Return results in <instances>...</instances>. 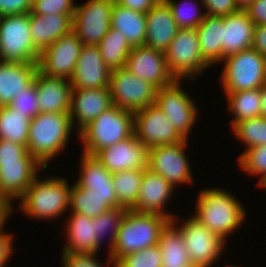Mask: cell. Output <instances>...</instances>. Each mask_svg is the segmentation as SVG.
Segmentation results:
<instances>
[{
    "label": "cell",
    "instance_id": "obj_1",
    "mask_svg": "<svg viewBox=\"0 0 266 267\" xmlns=\"http://www.w3.org/2000/svg\"><path fill=\"white\" fill-rule=\"evenodd\" d=\"M234 196L219 188L200 190L193 215L224 241L236 228H240L246 216L245 208Z\"/></svg>",
    "mask_w": 266,
    "mask_h": 267
},
{
    "label": "cell",
    "instance_id": "obj_2",
    "mask_svg": "<svg viewBox=\"0 0 266 267\" xmlns=\"http://www.w3.org/2000/svg\"><path fill=\"white\" fill-rule=\"evenodd\" d=\"M73 125L69 112L38 113L30 120L27 150L43 166L65 148Z\"/></svg>",
    "mask_w": 266,
    "mask_h": 267
},
{
    "label": "cell",
    "instance_id": "obj_3",
    "mask_svg": "<svg viewBox=\"0 0 266 267\" xmlns=\"http://www.w3.org/2000/svg\"><path fill=\"white\" fill-rule=\"evenodd\" d=\"M170 220L158 215L127 210L117 232V239L109 252L108 264L127 254L157 245L162 229Z\"/></svg>",
    "mask_w": 266,
    "mask_h": 267
},
{
    "label": "cell",
    "instance_id": "obj_4",
    "mask_svg": "<svg viewBox=\"0 0 266 267\" xmlns=\"http://www.w3.org/2000/svg\"><path fill=\"white\" fill-rule=\"evenodd\" d=\"M134 134V112L112 105L100 113L78 135L83 153L95 156L100 150L130 138Z\"/></svg>",
    "mask_w": 266,
    "mask_h": 267
},
{
    "label": "cell",
    "instance_id": "obj_5",
    "mask_svg": "<svg viewBox=\"0 0 266 267\" xmlns=\"http://www.w3.org/2000/svg\"><path fill=\"white\" fill-rule=\"evenodd\" d=\"M37 176L26 193L19 199L20 209L33 218L54 219L69 209L71 186L62 177Z\"/></svg>",
    "mask_w": 266,
    "mask_h": 267
},
{
    "label": "cell",
    "instance_id": "obj_6",
    "mask_svg": "<svg viewBox=\"0 0 266 267\" xmlns=\"http://www.w3.org/2000/svg\"><path fill=\"white\" fill-rule=\"evenodd\" d=\"M221 83L225 93L261 88L266 83V58L253 48L225 57Z\"/></svg>",
    "mask_w": 266,
    "mask_h": 267
},
{
    "label": "cell",
    "instance_id": "obj_7",
    "mask_svg": "<svg viewBox=\"0 0 266 267\" xmlns=\"http://www.w3.org/2000/svg\"><path fill=\"white\" fill-rule=\"evenodd\" d=\"M30 33L29 13L0 17V61L38 62Z\"/></svg>",
    "mask_w": 266,
    "mask_h": 267
},
{
    "label": "cell",
    "instance_id": "obj_8",
    "mask_svg": "<svg viewBox=\"0 0 266 267\" xmlns=\"http://www.w3.org/2000/svg\"><path fill=\"white\" fill-rule=\"evenodd\" d=\"M165 57L170 73L177 80L188 77L194 80L210 66L202 56L196 28H178Z\"/></svg>",
    "mask_w": 266,
    "mask_h": 267
},
{
    "label": "cell",
    "instance_id": "obj_9",
    "mask_svg": "<svg viewBox=\"0 0 266 267\" xmlns=\"http://www.w3.org/2000/svg\"><path fill=\"white\" fill-rule=\"evenodd\" d=\"M109 90L112 104L121 109L136 112L155 104L157 89L126 67L111 71Z\"/></svg>",
    "mask_w": 266,
    "mask_h": 267
},
{
    "label": "cell",
    "instance_id": "obj_10",
    "mask_svg": "<svg viewBox=\"0 0 266 267\" xmlns=\"http://www.w3.org/2000/svg\"><path fill=\"white\" fill-rule=\"evenodd\" d=\"M115 0H88L76 5L72 17V31L84 45H98L111 27Z\"/></svg>",
    "mask_w": 266,
    "mask_h": 267
},
{
    "label": "cell",
    "instance_id": "obj_11",
    "mask_svg": "<svg viewBox=\"0 0 266 267\" xmlns=\"http://www.w3.org/2000/svg\"><path fill=\"white\" fill-rule=\"evenodd\" d=\"M183 80H175L172 84L156 91L155 104L163 111L173 128L183 139L188 134L197 119V108L190 95L180 87Z\"/></svg>",
    "mask_w": 266,
    "mask_h": 267
},
{
    "label": "cell",
    "instance_id": "obj_12",
    "mask_svg": "<svg viewBox=\"0 0 266 267\" xmlns=\"http://www.w3.org/2000/svg\"><path fill=\"white\" fill-rule=\"evenodd\" d=\"M180 228L193 267H210L225 248V241L195 217H189Z\"/></svg>",
    "mask_w": 266,
    "mask_h": 267
},
{
    "label": "cell",
    "instance_id": "obj_13",
    "mask_svg": "<svg viewBox=\"0 0 266 267\" xmlns=\"http://www.w3.org/2000/svg\"><path fill=\"white\" fill-rule=\"evenodd\" d=\"M187 140L151 147L148 151V168L161 175L174 188L176 184L192 182L193 177L184 150L188 147Z\"/></svg>",
    "mask_w": 266,
    "mask_h": 267
},
{
    "label": "cell",
    "instance_id": "obj_14",
    "mask_svg": "<svg viewBox=\"0 0 266 267\" xmlns=\"http://www.w3.org/2000/svg\"><path fill=\"white\" fill-rule=\"evenodd\" d=\"M82 45L81 40L73 31L61 36L40 53L38 70L50 77L70 80L75 71Z\"/></svg>",
    "mask_w": 266,
    "mask_h": 267
},
{
    "label": "cell",
    "instance_id": "obj_15",
    "mask_svg": "<svg viewBox=\"0 0 266 267\" xmlns=\"http://www.w3.org/2000/svg\"><path fill=\"white\" fill-rule=\"evenodd\" d=\"M134 135L148 149L184 140L156 104L134 112Z\"/></svg>",
    "mask_w": 266,
    "mask_h": 267
},
{
    "label": "cell",
    "instance_id": "obj_16",
    "mask_svg": "<svg viewBox=\"0 0 266 267\" xmlns=\"http://www.w3.org/2000/svg\"><path fill=\"white\" fill-rule=\"evenodd\" d=\"M39 168L43 166L28 153L20 162L2 163L0 165V201L10 210L12 200L19 199L26 193Z\"/></svg>",
    "mask_w": 266,
    "mask_h": 267
},
{
    "label": "cell",
    "instance_id": "obj_17",
    "mask_svg": "<svg viewBox=\"0 0 266 267\" xmlns=\"http://www.w3.org/2000/svg\"><path fill=\"white\" fill-rule=\"evenodd\" d=\"M125 67L138 78L153 85L157 90L176 80L168 68L165 52L150 48L147 45L132 47Z\"/></svg>",
    "mask_w": 266,
    "mask_h": 267
},
{
    "label": "cell",
    "instance_id": "obj_18",
    "mask_svg": "<svg viewBox=\"0 0 266 267\" xmlns=\"http://www.w3.org/2000/svg\"><path fill=\"white\" fill-rule=\"evenodd\" d=\"M148 151L133 134L130 138L100 150L95 157L112 174L148 168Z\"/></svg>",
    "mask_w": 266,
    "mask_h": 267
},
{
    "label": "cell",
    "instance_id": "obj_19",
    "mask_svg": "<svg viewBox=\"0 0 266 267\" xmlns=\"http://www.w3.org/2000/svg\"><path fill=\"white\" fill-rule=\"evenodd\" d=\"M111 70L102 59L97 45H82L75 71L70 79L72 88L109 87Z\"/></svg>",
    "mask_w": 266,
    "mask_h": 267
},
{
    "label": "cell",
    "instance_id": "obj_20",
    "mask_svg": "<svg viewBox=\"0 0 266 267\" xmlns=\"http://www.w3.org/2000/svg\"><path fill=\"white\" fill-rule=\"evenodd\" d=\"M109 87L72 88L69 115L74 126L77 121L78 133L91 123L100 113L111 107ZM76 120V121H75Z\"/></svg>",
    "mask_w": 266,
    "mask_h": 267
},
{
    "label": "cell",
    "instance_id": "obj_21",
    "mask_svg": "<svg viewBox=\"0 0 266 267\" xmlns=\"http://www.w3.org/2000/svg\"><path fill=\"white\" fill-rule=\"evenodd\" d=\"M174 187L166 181L161 175L144 169L143 178L139 190V196L136 202V208L133 211L138 213L158 214L170 221L176 216L165 213L164 206L172 197ZM164 211V212H163Z\"/></svg>",
    "mask_w": 266,
    "mask_h": 267
},
{
    "label": "cell",
    "instance_id": "obj_22",
    "mask_svg": "<svg viewBox=\"0 0 266 267\" xmlns=\"http://www.w3.org/2000/svg\"><path fill=\"white\" fill-rule=\"evenodd\" d=\"M80 162V177L75 184L88 189L97 197H109V206L118 208L119 203L114 190L112 173L95 157L82 153Z\"/></svg>",
    "mask_w": 266,
    "mask_h": 267
},
{
    "label": "cell",
    "instance_id": "obj_23",
    "mask_svg": "<svg viewBox=\"0 0 266 267\" xmlns=\"http://www.w3.org/2000/svg\"><path fill=\"white\" fill-rule=\"evenodd\" d=\"M178 26L166 0H159L146 13L145 45L165 52L176 36Z\"/></svg>",
    "mask_w": 266,
    "mask_h": 267
},
{
    "label": "cell",
    "instance_id": "obj_24",
    "mask_svg": "<svg viewBox=\"0 0 266 267\" xmlns=\"http://www.w3.org/2000/svg\"><path fill=\"white\" fill-rule=\"evenodd\" d=\"M36 89L40 113L70 111L72 91L70 80L60 77H50L37 70Z\"/></svg>",
    "mask_w": 266,
    "mask_h": 267
},
{
    "label": "cell",
    "instance_id": "obj_25",
    "mask_svg": "<svg viewBox=\"0 0 266 267\" xmlns=\"http://www.w3.org/2000/svg\"><path fill=\"white\" fill-rule=\"evenodd\" d=\"M255 23L244 9L222 17V60L252 46Z\"/></svg>",
    "mask_w": 266,
    "mask_h": 267
},
{
    "label": "cell",
    "instance_id": "obj_26",
    "mask_svg": "<svg viewBox=\"0 0 266 267\" xmlns=\"http://www.w3.org/2000/svg\"><path fill=\"white\" fill-rule=\"evenodd\" d=\"M73 14L38 15L29 13L30 33L35 49L41 53L61 36L72 31Z\"/></svg>",
    "mask_w": 266,
    "mask_h": 267
},
{
    "label": "cell",
    "instance_id": "obj_27",
    "mask_svg": "<svg viewBox=\"0 0 266 267\" xmlns=\"http://www.w3.org/2000/svg\"><path fill=\"white\" fill-rule=\"evenodd\" d=\"M38 70V62L0 61V107L8 106L14 94L30 85Z\"/></svg>",
    "mask_w": 266,
    "mask_h": 267
},
{
    "label": "cell",
    "instance_id": "obj_28",
    "mask_svg": "<svg viewBox=\"0 0 266 267\" xmlns=\"http://www.w3.org/2000/svg\"><path fill=\"white\" fill-rule=\"evenodd\" d=\"M66 224L67 240L63 252H98L96 248L95 217L71 211Z\"/></svg>",
    "mask_w": 266,
    "mask_h": 267
},
{
    "label": "cell",
    "instance_id": "obj_29",
    "mask_svg": "<svg viewBox=\"0 0 266 267\" xmlns=\"http://www.w3.org/2000/svg\"><path fill=\"white\" fill-rule=\"evenodd\" d=\"M158 245L162 255V267H193L183 234L175 219L162 229Z\"/></svg>",
    "mask_w": 266,
    "mask_h": 267
},
{
    "label": "cell",
    "instance_id": "obj_30",
    "mask_svg": "<svg viewBox=\"0 0 266 267\" xmlns=\"http://www.w3.org/2000/svg\"><path fill=\"white\" fill-rule=\"evenodd\" d=\"M111 27L120 30L131 47L145 45L146 14L113 4Z\"/></svg>",
    "mask_w": 266,
    "mask_h": 267
},
{
    "label": "cell",
    "instance_id": "obj_31",
    "mask_svg": "<svg viewBox=\"0 0 266 267\" xmlns=\"http://www.w3.org/2000/svg\"><path fill=\"white\" fill-rule=\"evenodd\" d=\"M203 58L212 66L222 61V17L206 15L196 28Z\"/></svg>",
    "mask_w": 266,
    "mask_h": 267
},
{
    "label": "cell",
    "instance_id": "obj_32",
    "mask_svg": "<svg viewBox=\"0 0 266 267\" xmlns=\"http://www.w3.org/2000/svg\"><path fill=\"white\" fill-rule=\"evenodd\" d=\"M97 46L103 61L111 71L125 67L132 49L122 32L112 27Z\"/></svg>",
    "mask_w": 266,
    "mask_h": 267
},
{
    "label": "cell",
    "instance_id": "obj_33",
    "mask_svg": "<svg viewBox=\"0 0 266 267\" xmlns=\"http://www.w3.org/2000/svg\"><path fill=\"white\" fill-rule=\"evenodd\" d=\"M229 110L234 115L231 127L243 120L262 116L261 88L226 93Z\"/></svg>",
    "mask_w": 266,
    "mask_h": 267
},
{
    "label": "cell",
    "instance_id": "obj_34",
    "mask_svg": "<svg viewBox=\"0 0 266 267\" xmlns=\"http://www.w3.org/2000/svg\"><path fill=\"white\" fill-rule=\"evenodd\" d=\"M30 120L18 109L0 107V139L27 145Z\"/></svg>",
    "mask_w": 266,
    "mask_h": 267
},
{
    "label": "cell",
    "instance_id": "obj_35",
    "mask_svg": "<svg viewBox=\"0 0 266 267\" xmlns=\"http://www.w3.org/2000/svg\"><path fill=\"white\" fill-rule=\"evenodd\" d=\"M144 170H127L112 175L114 190L119 207L134 210L139 196V190Z\"/></svg>",
    "mask_w": 266,
    "mask_h": 267
},
{
    "label": "cell",
    "instance_id": "obj_36",
    "mask_svg": "<svg viewBox=\"0 0 266 267\" xmlns=\"http://www.w3.org/2000/svg\"><path fill=\"white\" fill-rule=\"evenodd\" d=\"M69 209L88 217L94 218L111 209L109 197H97L88 193V189L71 185Z\"/></svg>",
    "mask_w": 266,
    "mask_h": 267
},
{
    "label": "cell",
    "instance_id": "obj_37",
    "mask_svg": "<svg viewBox=\"0 0 266 267\" xmlns=\"http://www.w3.org/2000/svg\"><path fill=\"white\" fill-rule=\"evenodd\" d=\"M236 137L244 143L247 150L266 145V117H255L238 122L232 126Z\"/></svg>",
    "mask_w": 266,
    "mask_h": 267
},
{
    "label": "cell",
    "instance_id": "obj_38",
    "mask_svg": "<svg viewBox=\"0 0 266 267\" xmlns=\"http://www.w3.org/2000/svg\"><path fill=\"white\" fill-rule=\"evenodd\" d=\"M126 209L122 207L111 208L99 216L95 217V236H96V248L99 249L101 241L106 233H111L110 244L108 245L109 252L112 250L117 239V232L121 225V222L126 214Z\"/></svg>",
    "mask_w": 266,
    "mask_h": 267
},
{
    "label": "cell",
    "instance_id": "obj_39",
    "mask_svg": "<svg viewBox=\"0 0 266 267\" xmlns=\"http://www.w3.org/2000/svg\"><path fill=\"white\" fill-rule=\"evenodd\" d=\"M239 158V166L245 172L254 175H260L258 185L266 186V145L248 148L241 153Z\"/></svg>",
    "mask_w": 266,
    "mask_h": 267
},
{
    "label": "cell",
    "instance_id": "obj_40",
    "mask_svg": "<svg viewBox=\"0 0 266 267\" xmlns=\"http://www.w3.org/2000/svg\"><path fill=\"white\" fill-rule=\"evenodd\" d=\"M166 1L169 4L173 18L176 21L178 28H197L206 16L205 12L201 14L199 13V6L195 5L197 3L192 2V0L191 3L190 0H183L181 1L182 3H180L179 1L177 3L173 0ZM192 5H195L194 8ZM188 7L190 9H188Z\"/></svg>",
    "mask_w": 266,
    "mask_h": 267
},
{
    "label": "cell",
    "instance_id": "obj_41",
    "mask_svg": "<svg viewBox=\"0 0 266 267\" xmlns=\"http://www.w3.org/2000/svg\"><path fill=\"white\" fill-rule=\"evenodd\" d=\"M116 267H162V255L159 245L132 252L120 258Z\"/></svg>",
    "mask_w": 266,
    "mask_h": 267
},
{
    "label": "cell",
    "instance_id": "obj_42",
    "mask_svg": "<svg viewBox=\"0 0 266 267\" xmlns=\"http://www.w3.org/2000/svg\"><path fill=\"white\" fill-rule=\"evenodd\" d=\"M11 108L18 109V112L22 113L29 119H33L39 111L36 89V75L34 81L28 85L19 94H14L12 101L8 105Z\"/></svg>",
    "mask_w": 266,
    "mask_h": 267
},
{
    "label": "cell",
    "instance_id": "obj_43",
    "mask_svg": "<svg viewBox=\"0 0 266 267\" xmlns=\"http://www.w3.org/2000/svg\"><path fill=\"white\" fill-rule=\"evenodd\" d=\"M74 0H33L31 12L38 15L74 14Z\"/></svg>",
    "mask_w": 266,
    "mask_h": 267
},
{
    "label": "cell",
    "instance_id": "obj_44",
    "mask_svg": "<svg viewBox=\"0 0 266 267\" xmlns=\"http://www.w3.org/2000/svg\"><path fill=\"white\" fill-rule=\"evenodd\" d=\"M28 153L27 145L0 139V165L2 163L20 162Z\"/></svg>",
    "mask_w": 266,
    "mask_h": 267
},
{
    "label": "cell",
    "instance_id": "obj_45",
    "mask_svg": "<svg viewBox=\"0 0 266 267\" xmlns=\"http://www.w3.org/2000/svg\"><path fill=\"white\" fill-rule=\"evenodd\" d=\"M94 252L71 253L63 252V267H105L95 258Z\"/></svg>",
    "mask_w": 266,
    "mask_h": 267
},
{
    "label": "cell",
    "instance_id": "obj_46",
    "mask_svg": "<svg viewBox=\"0 0 266 267\" xmlns=\"http://www.w3.org/2000/svg\"><path fill=\"white\" fill-rule=\"evenodd\" d=\"M208 16L225 17L240 10L236 0H201Z\"/></svg>",
    "mask_w": 266,
    "mask_h": 267
},
{
    "label": "cell",
    "instance_id": "obj_47",
    "mask_svg": "<svg viewBox=\"0 0 266 267\" xmlns=\"http://www.w3.org/2000/svg\"><path fill=\"white\" fill-rule=\"evenodd\" d=\"M33 0H0V17L30 13Z\"/></svg>",
    "mask_w": 266,
    "mask_h": 267
},
{
    "label": "cell",
    "instance_id": "obj_48",
    "mask_svg": "<svg viewBox=\"0 0 266 267\" xmlns=\"http://www.w3.org/2000/svg\"><path fill=\"white\" fill-rule=\"evenodd\" d=\"M10 213L7 214L1 221H0V267H4V264L8 261L12 253V238L13 235L6 234L3 232V226L6 221H8Z\"/></svg>",
    "mask_w": 266,
    "mask_h": 267
},
{
    "label": "cell",
    "instance_id": "obj_49",
    "mask_svg": "<svg viewBox=\"0 0 266 267\" xmlns=\"http://www.w3.org/2000/svg\"><path fill=\"white\" fill-rule=\"evenodd\" d=\"M244 10L255 23V26L266 25V0H255Z\"/></svg>",
    "mask_w": 266,
    "mask_h": 267
},
{
    "label": "cell",
    "instance_id": "obj_50",
    "mask_svg": "<svg viewBox=\"0 0 266 267\" xmlns=\"http://www.w3.org/2000/svg\"><path fill=\"white\" fill-rule=\"evenodd\" d=\"M159 0H115V2L130 10L147 13Z\"/></svg>",
    "mask_w": 266,
    "mask_h": 267
},
{
    "label": "cell",
    "instance_id": "obj_51",
    "mask_svg": "<svg viewBox=\"0 0 266 267\" xmlns=\"http://www.w3.org/2000/svg\"><path fill=\"white\" fill-rule=\"evenodd\" d=\"M251 48L266 58V25L255 26Z\"/></svg>",
    "mask_w": 266,
    "mask_h": 267
},
{
    "label": "cell",
    "instance_id": "obj_52",
    "mask_svg": "<svg viewBox=\"0 0 266 267\" xmlns=\"http://www.w3.org/2000/svg\"><path fill=\"white\" fill-rule=\"evenodd\" d=\"M262 117H266V83L261 87Z\"/></svg>",
    "mask_w": 266,
    "mask_h": 267
},
{
    "label": "cell",
    "instance_id": "obj_53",
    "mask_svg": "<svg viewBox=\"0 0 266 267\" xmlns=\"http://www.w3.org/2000/svg\"><path fill=\"white\" fill-rule=\"evenodd\" d=\"M10 210L0 201V221L9 214Z\"/></svg>",
    "mask_w": 266,
    "mask_h": 267
},
{
    "label": "cell",
    "instance_id": "obj_54",
    "mask_svg": "<svg viewBox=\"0 0 266 267\" xmlns=\"http://www.w3.org/2000/svg\"><path fill=\"white\" fill-rule=\"evenodd\" d=\"M254 1L255 0H236V3L240 9H245L250 3Z\"/></svg>",
    "mask_w": 266,
    "mask_h": 267
}]
</instances>
